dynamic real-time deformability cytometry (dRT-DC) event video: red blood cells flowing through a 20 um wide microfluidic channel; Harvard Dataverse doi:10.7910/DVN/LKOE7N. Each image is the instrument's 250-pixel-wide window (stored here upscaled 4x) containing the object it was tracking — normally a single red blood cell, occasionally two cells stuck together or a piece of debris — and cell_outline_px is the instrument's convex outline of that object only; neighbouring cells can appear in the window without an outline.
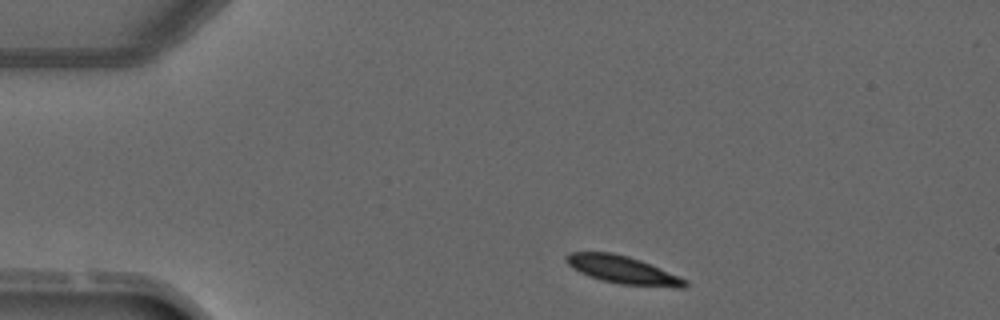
{"species": "common noctule bat (a hibernating species)", "species_latin": "Nyctalus noctula", "temperature_condition": "warm", "stored_images_in_passage": 2, "camera_frame_rate_fps": 3000, "um_per_image_px": 0.085, "animal": {"sex": "male", "forearm_length_mm": 52.5}, "frame": {"image": 1, "passage_image": 1, "time_ms": 0.0, "image_size_px": [1000, 320], "cell_outline_px": [[688, 284], [684, 288], [676, 288], [620, 284], [600, 280], [588, 276], [572, 268], [564, 260], [564, 256], [572, 252], [612, 252], [628, 256], [640, 260], [688, 280]], "centroid_in_image_um": [52.92, 22.95], "position_along_channel_um": 32.1, "area_um2": 19.31}}